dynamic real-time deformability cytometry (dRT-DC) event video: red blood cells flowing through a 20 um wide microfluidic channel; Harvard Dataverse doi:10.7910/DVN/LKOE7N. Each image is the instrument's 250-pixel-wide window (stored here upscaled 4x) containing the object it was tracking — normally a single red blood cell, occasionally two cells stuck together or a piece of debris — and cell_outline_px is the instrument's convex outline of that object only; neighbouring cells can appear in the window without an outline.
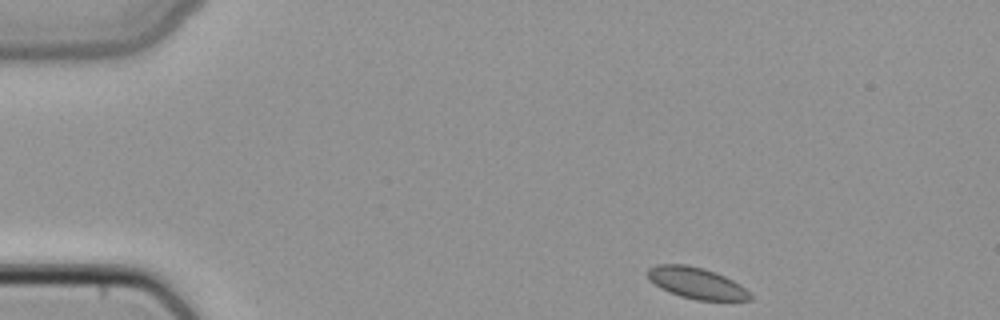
{"species": "common noctule bat (a hibernating species)", "species_latin": "Nyctalus noctula", "temperature_condition": "cold", "stored_images_in_passage": 2, "camera_frame_rate_fps": 3000, "um_per_image_px": 0.085, "animal": {"sex": "female", "body_mass_g": 22.7, "forearm_length_mm": 54.2}, "frame": {"image": 1, "passage_image": 1, "time_ms": 0.0, "image_size_px": [1000, 320], "cell_outline_px": [[752, 300], [696, 300], [680, 296], [668, 292], [660, 288], [648, 280], [644, 272], [648, 268], [656, 264], [688, 264], [704, 268], [716, 272], [740, 284], [752, 296]], "centroid_in_image_um": [59.13, 24.04], "position_along_channel_um": 25.9, "area_um2": 18.96}}